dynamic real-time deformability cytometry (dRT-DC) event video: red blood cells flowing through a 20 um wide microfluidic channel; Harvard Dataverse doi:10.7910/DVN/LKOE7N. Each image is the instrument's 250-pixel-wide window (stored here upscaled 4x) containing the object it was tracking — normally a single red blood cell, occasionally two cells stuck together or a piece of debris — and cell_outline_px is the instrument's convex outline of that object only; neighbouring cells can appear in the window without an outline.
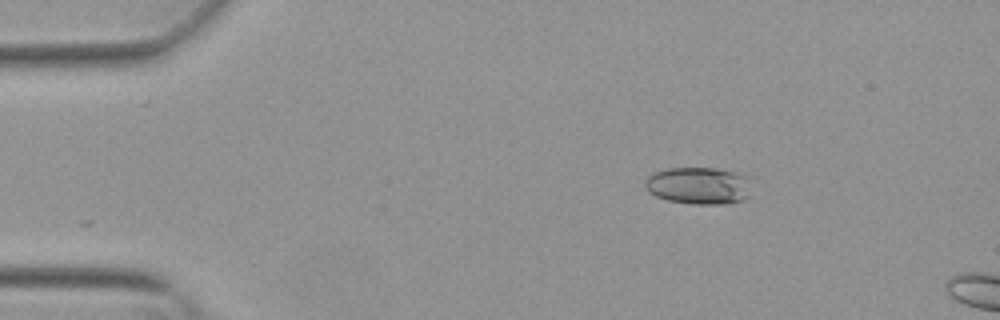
{"species": "Egyptian fruit bat (a non-hibernating species)", "species_latin": "Rousettus aegyptiacus", "temperature_condition": "warm", "stored_images_in_passage": 5, "camera_frame_rate_fps": 3000, "um_per_image_px": 0.085, "animal": {"sex": "female"}, "frame": {"image": 1, "passage_image": 1, "time_ms": 0.0, "image_size_px": [1000, 320], "cell_outline_px": [[756, 180], [752, 196], [744, 200], [728, 204], [692, 204], [668, 200], [656, 196], [648, 192], [644, 188], [644, 180], [648, 176], [656, 172], [668, 168], [716, 168], [756, 176]], "centroid_in_image_um": [59.56, 15.78], "position_along_channel_um": 25.4, "area_um2": 24.28}}